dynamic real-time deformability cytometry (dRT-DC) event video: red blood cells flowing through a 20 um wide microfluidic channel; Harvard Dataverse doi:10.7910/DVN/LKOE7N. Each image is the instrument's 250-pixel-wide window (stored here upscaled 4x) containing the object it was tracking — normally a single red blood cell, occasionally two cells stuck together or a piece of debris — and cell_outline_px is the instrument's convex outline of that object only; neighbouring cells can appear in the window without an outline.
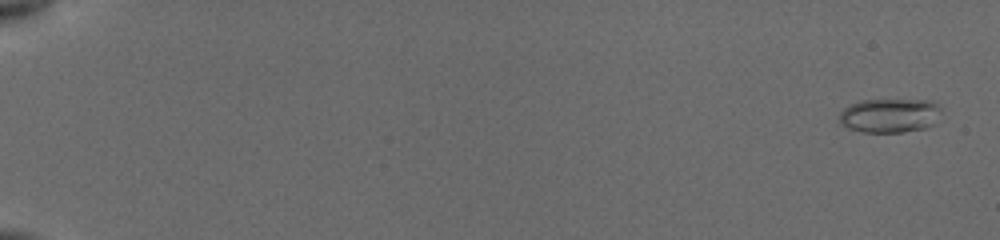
{"species": "common noctule bat (a hibernating species)", "species_latin": "Nyctalus noctula", "temperature_condition": "cold", "stored_images_in_passage": 38, "camera_frame_rate_fps": 3000, "um_per_image_px": 0.085, "animal": {"sex": "female", "body_mass_g": 19.5, "forearm_length_mm": 54.1}, "frame": {"image": 1, "passage_image": 4, "time_ms": 0.667, "image_size_px": [1000, 240], "cell_outline_px": [[940, 108], [932, 124], [924, 128], [904, 132], [860, 132], [848, 128], [840, 124], [840, 112], [844, 108], [860, 100], [932, 100]], "centroid_in_image_um": [75.57, 9.82], "position_along_channel_um": 9.4, "area_um2": 20.06}}
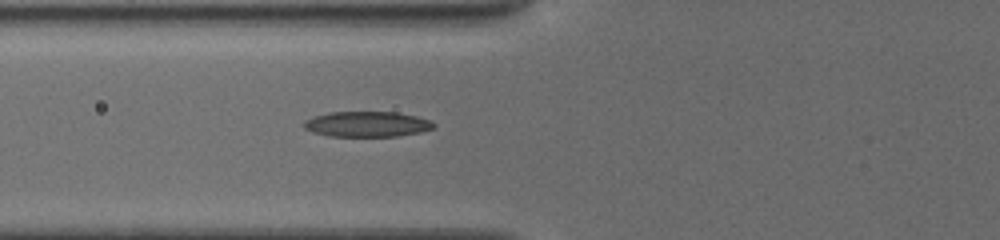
{"frame": {"image": 2, "passage_image": 25, "time_ms": 8.0, "image_size_px": [1000, 240], "cell_outline_px": [[436, 124], [432, 128], [420, 132], [396, 136], [328, 136], [312, 132], [304, 128], [304, 120], [328, 112], [396, 112], [416, 116], [428, 120]], "centroid_in_image_um": [31.17, 10.55], "position_along_channel_um": 94.6, "area_um2": 19.07}}
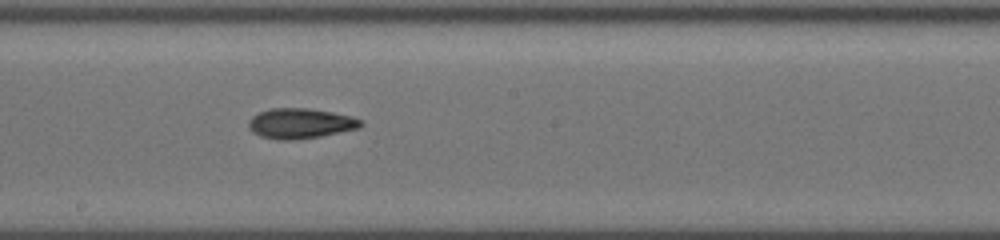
{"frame": {"image": 3, "passage_image": 38, "time_ms": 11.333, "image_size_px": [1000, 240], "cell_outline_px": [[364, 124], [360, 128], [320, 136], [296, 140], [280, 140], [260, 136], [252, 132], [248, 128], [248, 120], [252, 116], [268, 108], [308, 108], [332, 112], [352, 116], [360, 120]], "centroid_in_image_um": [25.51, 10.49], "position_along_channel_um": 222.7, "area_um2": 19.88}}